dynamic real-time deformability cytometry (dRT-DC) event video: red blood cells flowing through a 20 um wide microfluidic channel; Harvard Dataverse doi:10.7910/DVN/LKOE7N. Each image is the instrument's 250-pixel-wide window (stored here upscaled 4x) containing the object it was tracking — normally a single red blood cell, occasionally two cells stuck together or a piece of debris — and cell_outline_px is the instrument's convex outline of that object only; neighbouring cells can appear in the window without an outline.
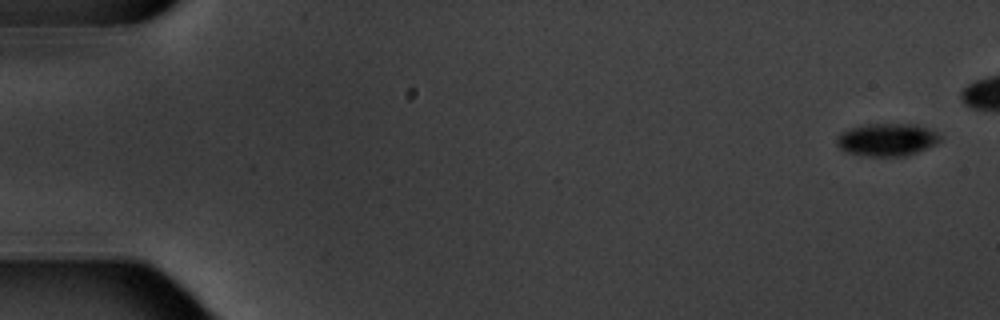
{"species": "common noctule bat (a hibernating species)", "species_latin": "Nyctalus noctula", "temperature_condition": "warm", "stored_images_in_passage": 12, "camera_frame_rate_fps": 3000, "um_per_image_px": 0.085, "animal": {"sex": "male", "body_mass_g": 20.1, "forearm_length_mm": 53.5}, "frame": {"image": 1, "passage_image": 1, "time_ms": 0.0, "image_size_px": [1000, 320], "cell_outline_px": [[944, 136], [936, 144], [916, 152], [904, 156], [864, 156], [844, 152], [836, 144], [836, 136], [840, 132], [848, 128], [864, 124], [916, 124], [928, 128]], "centroid_in_image_um": [75.36, 11.86], "position_along_channel_um": 9.6, "area_um2": 20.0}}
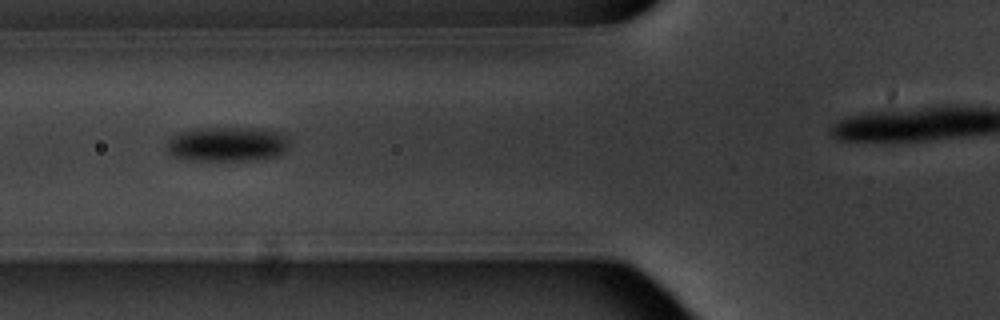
{"frame": {"image": 2, "passage_image": 6, "time_ms": 7.0, "image_size_px": [1000, 320], "cell_outline_px": [[288, 144], [284, 152], [280, 156], [252, 160], [188, 160], [172, 156], [168, 152], [168, 140], [172, 136], [180, 132], [196, 128], [256, 128], [280, 132], [288, 140]], "centroid_in_image_um": [19.31, 12.25], "position_along_channel_um": 106.5, "area_um2": 24.74}}
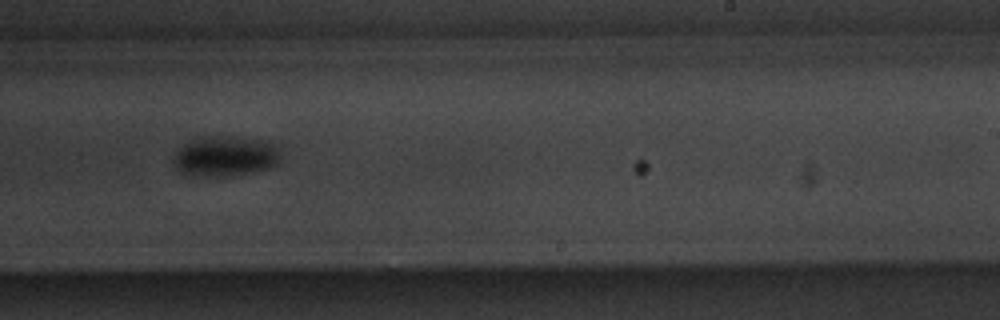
{"frame": {"image": 3, "passage_image": 10, "time_ms": 11.667, "image_size_px": [1000, 320], "cell_outline_px": [[280, 160], [276, 164], [268, 168], [228, 176], [192, 176], [180, 172], [176, 168], [172, 160], [176, 152], [184, 144], [200, 136], [236, 136], [268, 140], [276, 148], [280, 156]], "centroid_in_image_um": [19.12, 13.26], "position_along_channel_um": 269.9, "area_um2": 25.26}}